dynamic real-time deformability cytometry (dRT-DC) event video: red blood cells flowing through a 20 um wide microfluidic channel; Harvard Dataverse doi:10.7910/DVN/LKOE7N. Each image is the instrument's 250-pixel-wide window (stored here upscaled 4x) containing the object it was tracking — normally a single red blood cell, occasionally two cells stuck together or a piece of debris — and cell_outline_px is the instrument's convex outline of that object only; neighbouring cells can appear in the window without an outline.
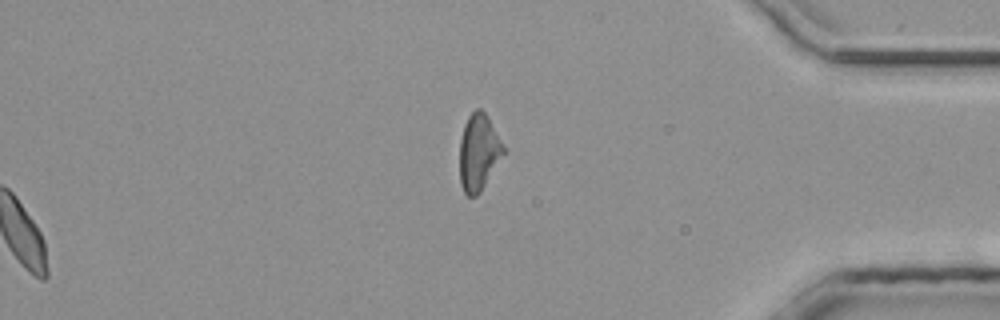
{"species": "common noctule bat (a hibernating species)", "species_latin": "Nyctalus noctula", "temperature_condition": "room temperature", "stored_images_in_passage": 39, "segment_of_instrument_passage": [2, 2], "camera_frame_rate_fps": 3000, "um_per_image_px": 0.085, "animal": {"sex": "male", "body_mass_g": 20.4}, "frame": {"image": 1, "passage_image": 39, "time_ms": 12.667, "image_size_px": [1000, 320], "cell_outline_px": [[504, 152], [480, 192], [476, 196], [468, 196], [464, 192], [460, 184], [460, 140], [464, 124], [468, 116], [476, 108], [480, 108], [488, 116], [504, 148]], "centroid_in_image_um": [40.65, 12.93], "position_along_channel_um": 394.5, "area_um2": 19.19}}